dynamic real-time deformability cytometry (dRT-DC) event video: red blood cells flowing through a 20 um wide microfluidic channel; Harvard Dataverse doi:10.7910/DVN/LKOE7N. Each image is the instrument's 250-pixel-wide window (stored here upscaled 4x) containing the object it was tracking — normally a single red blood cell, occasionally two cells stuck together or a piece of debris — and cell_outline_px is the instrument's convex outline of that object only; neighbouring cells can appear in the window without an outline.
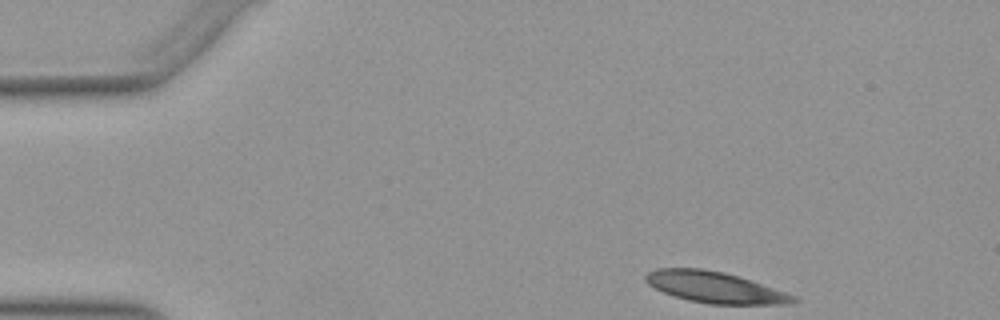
{"species": "Egyptian fruit bat (a non-hibernating species)", "species_latin": "Rousettus aegyptiacus", "temperature_condition": "warm", "stored_images_in_passage": 37, "camera_frame_rate_fps": 3000, "um_per_image_px": 0.085, "animal": {"sex": "female"}, "frame": {"image": 1, "passage_image": 1, "time_ms": 0.0, "image_size_px": [1000, 320], "cell_outline_px": [[800, 300], [784, 304], [708, 304], [688, 300], [664, 292], [648, 284], [644, 280], [644, 276], [648, 272], [656, 268], [700, 268], [724, 272], [796, 296]], "centroid_in_image_um": [60.71, 24.42], "position_along_channel_um": 24.3, "area_um2": 26.36}}
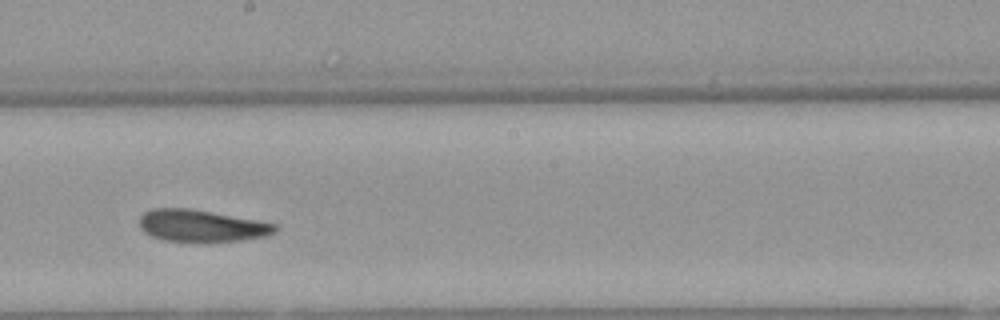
{"frame": {"image": 2, "passage_image": 23, "time_ms": 7.333, "image_size_px": [1000, 320], "cell_outline_px": [[280, 228], [276, 232], [264, 236], [244, 240], [196, 244], [164, 240], [152, 236], [144, 232], [140, 228], [140, 216], [144, 212], [152, 208], [188, 208], [256, 220], [276, 224]], "centroid_in_image_um": [17.11, 19.23], "position_along_channel_um": 231.1, "area_um2": 25.84}}
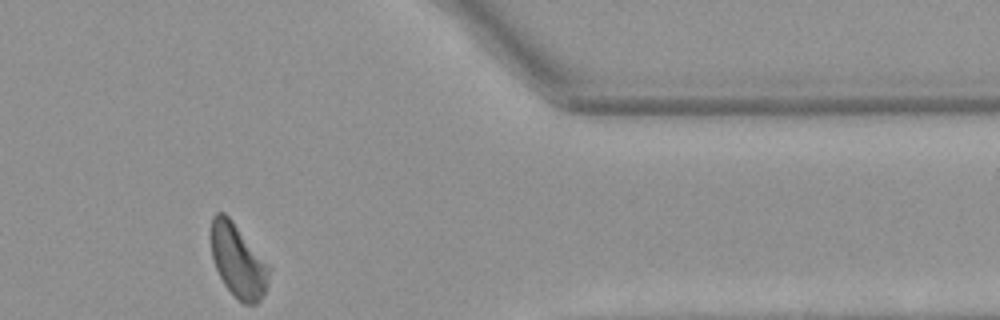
{"frame": {"image": 3, "passage_image": 37, "time_ms": 12.0, "image_size_px": [1000, 320], "cell_outline_px": [[272, 268], [264, 292], [260, 300], [256, 304], [244, 304], [236, 300], [224, 284], [216, 268], [212, 256], [212, 216], [216, 212], [224, 212], [232, 220]], "centroid_in_image_um": [20.25, 22.2], "position_along_channel_um": 391.1, "area_um2": 24.68}, "authors_computed_cell_mechanics": {"area_um2": 26.299, "velocity_mm_per_s": 3.8992, "shape_relaxation_time_tau1_ms": 5.44, "shape_relaxation_time_tau2_ms": 5.9015, "deformation_change_tau1": 0.1557, "deformation_change_tau2": 0.1552}}